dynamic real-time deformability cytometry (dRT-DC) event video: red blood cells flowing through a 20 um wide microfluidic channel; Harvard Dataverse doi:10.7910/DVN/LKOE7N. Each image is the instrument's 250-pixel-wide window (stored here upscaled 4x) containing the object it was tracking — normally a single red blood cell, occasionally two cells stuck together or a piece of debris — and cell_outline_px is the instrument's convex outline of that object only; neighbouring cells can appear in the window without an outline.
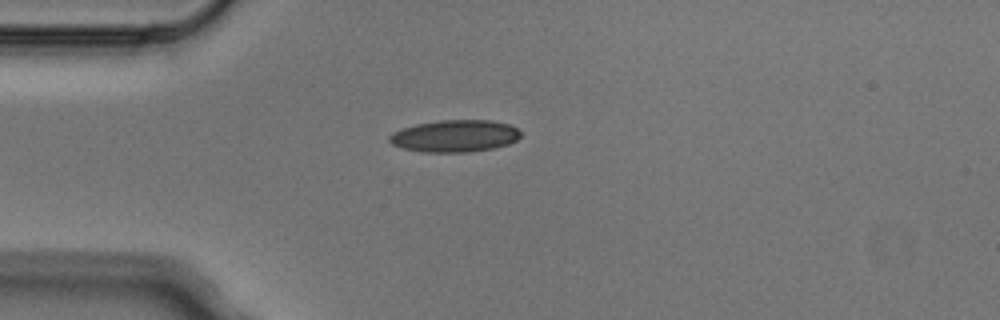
{"species": "Egyptian fruit bat (a non-hibernating species)", "species_latin": "Rousettus aegyptiacus", "temperature_condition": "cold", "stored_images_in_passage": 1, "camera_frame_rate_fps": 3000, "um_per_image_px": 0.085, "animal": {"sex": "male"}, "frame": {"image": 1, "passage_image": 1, "time_ms": 0.0, "image_size_px": [1000, 320], "cell_outline_px": [[520, 136], [516, 140], [508, 144], [492, 148], [468, 152], [420, 152], [404, 148], [392, 144], [388, 140], [388, 136], [392, 132], [416, 124], [440, 120], [492, 120], [508, 124], [516, 128], [520, 132]], "centroid_in_image_um": [38.64, 11.56], "position_along_channel_um": 46.4, "area_um2": 24.45}}